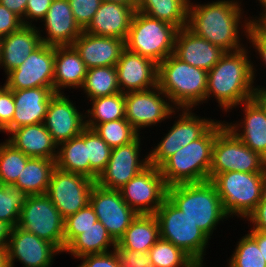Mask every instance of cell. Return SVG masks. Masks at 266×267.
<instances>
[{
  "label": "cell",
  "instance_id": "obj_30",
  "mask_svg": "<svg viewBox=\"0 0 266 267\" xmlns=\"http://www.w3.org/2000/svg\"><path fill=\"white\" fill-rule=\"evenodd\" d=\"M160 239L159 223L154 214H138L117 241L121 249L148 252Z\"/></svg>",
  "mask_w": 266,
  "mask_h": 267
},
{
  "label": "cell",
  "instance_id": "obj_44",
  "mask_svg": "<svg viewBox=\"0 0 266 267\" xmlns=\"http://www.w3.org/2000/svg\"><path fill=\"white\" fill-rule=\"evenodd\" d=\"M76 23L84 30L100 8L102 0H68Z\"/></svg>",
  "mask_w": 266,
  "mask_h": 267
},
{
  "label": "cell",
  "instance_id": "obj_56",
  "mask_svg": "<svg viewBox=\"0 0 266 267\" xmlns=\"http://www.w3.org/2000/svg\"><path fill=\"white\" fill-rule=\"evenodd\" d=\"M102 2H114L122 5H127L135 11L138 9V0H102Z\"/></svg>",
  "mask_w": 266,
  "mask_h": 267
},
{
  "label": "cell",
  "instance_id": "obj_45",
  "mask_svg": "<svg viewBox=\"0 0 266 267\" xmlns=\"http://www.w3.org/2000/svg\"><path fill=\"white\" fill-rule=\"evenodd\" d=\"M119 267H153L148 252L121 249L118 245L114 248Z\"/></svg>",
  "mask_w": 266,
  "mask_h": 267
},
{
  "label": "cell",
  "instance_id": "obj_15",
  "mask_svg": "<svg viewBox=\"0 0 266 267\" xmlns=\"http://www.w3.org/2000/svg\"><path fill=\"white\" fill-rule=\"evenodd\" d=\"M183 110L180 119L174 123L163 140L149 153V165L159 168L176 151L199 139L215 123L212 119L210 121L199 118L188 108Z\"/></svg>",
  "mask_w": 266,
  "mask_h": 267
},
{
  "label": "cell",
  "instance_id": "obj_5",
  "mask_svg": "<svg viewBox=\"0 0 266 267\" xmlns=\"http://www.w3.org/2000/svg\"><path fill=\"white\" fill-rule=\"evenodd\" d=\"M167 198L209 238L219 221L228 218L222 210L217 189L210 180L169 186Z\"/></svg>",
  "mask_w": 266,
  "mask_h": 267
},
{
  "label": "cell",
  "instance_id": "obj_40",
  "mask_svg": "<svg viewBox=\"0 0 266 267\" xmlns=\"http://www.w3.org/2000/svg\"><path fill=\"white\" fill-rule=\"evenodd\" d=\"M93 130L112 149L129 144L140 136L125 118L97 124Z\"/></svg>",
  "mask_w": 266,
  "mask_h": 267
},
{
  "label": "cell",
  "instance_id": "obj_26",
  "mask_svg": "<svg viewBox=\"0 0 266 267\" xmlns=\"http://www.w3.org/2000/svg\"><path fill=\"white\" fill-rule=\"evenodd\" d=\"M36 27L23 25L19 30L2 37L0 65L8 74L19 67L41 44V34Z\"/></svg>",
  "mask_w": 266,
  "mask_h": 267
},
{
  "label": "cell",
  "instance_id": "obj_9",
  "mask_svg": "<svg viewBox=\"0 0 266 267\" xmlns=\"http://www.w3.org/2000/svg\"><path fill=\"white\" fill-rule=\"evenodd\" d=\"M230 171L266 172V159L246 146L225 125L216 134L213 144L209 180L219 173Z\"/></svg>",
  "mask_w": 266,
  "mask_h": 267
},
{
  "label": "cell",
  "instance_id": "obj_33",
  "mask_svg": "<svg viewBox=\"0 0 266 267\" xmlns=\"http://www.w3.org/2000/svg\"><path fill=\"white\" fill-rule=\"evenodd\" d=\"M110 246H113L112 249H114L117 242L111 237L105 226L97 220L95 224L79 234L65 248L64 252H69L76 258H80L88 254L110 252L108 248Z\"/></svg>",
  "mask_w": 266,
  "mask_h": 267
},
{
  "label": "cell",
  "instance_id": "obj_12",
  "mask_svg": "<svg viewBox=\"0 0 266 267\" xmlns=\"http://www.w3.org/2000/svg\"><path fill=\"white\" fill-rule=\"evenodd\" d=\"M96 181L77 173L55 168L46 195L65 219L90 203V195Z\"/></svg>",
  "mask_w": 266,
  "mask_h": 267
},
{
  "label": "cell",
  "instance_id": "obj_28",
  "mask_svg": "<svg viewBox=\"0 0 266 267\" xmlns=\"http://www.w3.org/2000/svg\"><path fill=\"white\" fill-rule=\"evenodd\" d=\"M87 67L73 45L55 46L53 88L55 93L66 87H82Z\"/></svg>",
  "mask_w": 266,
  "mask_h": 267
},
{
  "label": "cell",
  "instance_id": "obj_24",
  "mask_svg": "<svg viewBox=\"0 0 266 267\" xmlns=\"http://www.w3.org/2000/svg\"><path fill=\"white\" fill-rule=\"evenodd\" d=\"M135 10L127 5L102 2L89 25L83 30L91 35L126 40Z\"/></svg>",
  "mask_w": 266,
  "mask_h": 267
},
{
  "label": "cell",
  "instance_id": "obj_31",
  "mask_svg": "<svg viewBox=\"0 0 266 267\" xmlns=\"http://www.w3.org/2000/svg\"><path fill=\"white\" fill-rule=\"evenodd\" d=\"M55 168V160L30 157L13 186L20 188L27 195H44Z\"/></svg>",
  "mask_w": 266,
  "mask_h": 267
},
{
  "label": "cell",
  "instance_id": "obj_32",
  "mask_svg": "<svg viewBox=\"0 0 266 267\" xmlns=\"http://www.w3.org/2000/svg\"><path fill=\"white\" fill-rule=\"evenodd\" d=\"M56 168L90 178V161L87 159L85 129L77 136L58 145Z\"/></svg>",
  "mask_w": 266,
  "mask_h": 267
},
{
  "label": "cell",
  "instance_id": "obj_59",
  "mask_svg": "<svg viewBox=\"0 0 266 267\" xmlns=\"http://www.w3.org/2000/svg\"><path fill=\"white\" fill-rule=\"evenodd\" d=\"M203 263H195L192 267H202L203 265H202Z\"/></svg>",
  "mask_w": 266,
  "mask_h": 267
},
{
  "label": "cell",
  "instance_id": "obj_50",
  "mask_svg": "<svg viewBox=\"0 0 266 267\" xmlns=\"http://www.w3.org/2000/svg\"><path fill=\"white\" fill-rule=\"evenodd\" d=\"M52 0H28L26 11H25V18L22 20L24 25H31L29 21H25V19H35V20H42L45 18Z\"/></svg>",
  "mask_w": 266,
  "mask_h": 267
},
{
  "label": "cell",
  "instance_id": "obj_4",
  "mask_svg": "<svg viewBox=\"0 0 266 267\" xmlns=\"http://www.w3.org/2000/svg\"><path fill=\"white\" fill-rule=\"evenodd\" d=\"M207 79V71L189 65L174 54L158 64L157 86L178 109H191L205 100Z\"/></svg>",
  "mask_w": 266,
  "mask_h": 267
},
{
  "label": "cell",
  "instance_id": "obj_49",
  "mask_svg": "<svg viewBox=\"0 0 266 267\" xmlns=\"http://www.w3.org/2000/svg\"><path fill=\"white\" fill-rule=\"evenodd\" d=\"M22 19L0 4V36H6L23 26Z\"/></svg>",
  "mask_w": 266,
  "mask_h": 267
},
{
  "label": "cell",
  "instance_id": "obj_20",
  "mask_svg": "<svg viewBox=\"0 0 266 267\" xmlns=\"http://www.w3.org/2000/svg\"><path fill=\"white\" fill-rule=\"evenodd\" d=\"M115 67L118 85L124 94L145 91L157 86L158 64L149 58L125 48Z\"/></svg>",
  "mask_w": 266,
  "mask_h": 267
},
{
  "label": "cell",
  "instance_id": "obj_17",
  "mask_svg": "<svg viewBox=\"0 0 266 267\" xmlns=\"http://www.w3.org/2000/svg\"><path fill=\"white\" fill-rule=\"evenodd\" d=\"M139 149V136L129 144L112 149L107 166L99 175L96 183L106 189L119 190L138 175L149 166L148 156L142 161L138 159Z\"/></svg>",
  "mask_w": 266,
  "mask_h": 267
},
{
  "label": "cell",
  "instance_id": "obj_54",
  "mask_svg": "<svg viewBox=\"0 0 266 267\" xmlns=\"http://www.w3.org/2000/svg\"><path fill=\"white\" fill-rule=\"evenodd\" d=\"M12 227L0 221V249H7Z\"/></svg>",
  "mask_w": 266,
  "mask_h": 267
},
{
  "label": "cell",
  "instance_id": "obj_1",
  "mask_svg": "<svg viewBox=\"0 0 266 267\" xmlns=\"http://www.w3.org/2000/svg\"><path fill=\"white\" fill-rule=\"evenodd\" d=\"M246 53L245 48L225 52L208 71L205 100L213 94L221 108L227 111L253 98L256 90L252 86L255 68Z\"/></svg>",
  "mask_w": 266,
  "mask_h": 267
},
{
  "label": "cell",
  "instance_id": "obj_3",
  "mask_svg": "<svg viewBox=\"0 0 266 267\" xmlns=\"http://www.w3.org/2000/svg\"><path fill=\"white\" fill-rule=\"evenodd\" d=\"M224 126L215 122L199 139L181 147L159 167L168 187L209 180L213 144Z\"/></svg>",
  "mask_w": 266,
  "mask_h": 267
},
{
  "label": "cell",
  "instance_id": "obj_23",
  "mask_svg": "<svg viewBox=\"0 0 266 267\" xmlns=\"http://www.w3.org/2000/svg\"><path fill=\"white\" fill-rule=\"evenodd\" d=\"M73 46L79 52L87 69H90L116 66L125 49V41L115 37L95 36L83 31Z\"/></svg>",
  "mask_w": 266,
  "mask_h": 267
},
{
  "label": "cell",
  "instance_id": "obj_16",
  "mask_svg": "<svg viewBox=\"0 0 266 267\" xmlns=\"http://www.w3.org/2000/svg\"><path fill=\"white\" fill-rule=\"evenodd\" d=\"M160 94L164 97H160ZM165 97L168 98L158 86L151 90L127 92L125 94V119L137 132L141 127L161 122L176 110L164 100Z\"/></svg>",
  "mask_w": 266,
  "mask_h": 267
},
{
  "label": "cell",
  "instance_id": "obj_14",
  "mask_svg": "<svg viewBox=\"0 0 266 267\" xmlns=\"http://www.w3.org/2000/svg\"><path fill=\"white\" fill-rule=\"evenodd\" d=\"M55 46L42 43L16 69L7 74L9 90L53 87Z\"/></svg>",
  "mask_w": 266,
  "mask_h": 267
},
{
  "label": "cell",
  "instance_id": "obj_38",
  "mask_svg": "<svg viewBox=\"0 0 266 267\" xmlns=\"http://www.w3.org/2000/svg\"><path fill=\"white\" fill-rule=\"evenodd\" d=\"M153 267H192L196 262L171 242L159 239L148 251Z\"/></svg>",
  "mask_w": 266,
  "mask_h": 267
},
{
  "label": "cell",
  "instance_id": "obj_8",
  "mask_svg": "<svg viewBox=\"0 0 266 267\" xmlns=\"http://www.w3.org/2000/svg\"><path fill=\"white\" fill-rule=\"evenodd\" d=\"M160 238L182 249L196 263H203L209 237L168 198L154 214Z\"/></svg>",
  "mask_w": 266,
  "mask_h": 267
},
{
  "label": "cell",
  "instance_id": "obj_39",
  "mask_svg": "<svg viewBox=\"0 0 266 267\" xmlns=\"http://www.w3.org/2000/svg\"><path fill=\"white\" fill-rule=\"evenodd\" d=\"M85 145H87V159L90 161V179L97 181L107 166L112 148L93 129L87 127Z\"/></svg>",
  "mask_w": 266,
  "mask_h": 267
},
{
  "label": "cell",
  "instance_id": "obj_55",
  "mask_svg": "<svg viewBox=\"0 0 266 267\" xmlns=\"http://www.w3.org/2000/svg\"><path fill=\"white\" fill-rule=\"evenodd\" d=\"M252 99L264 110L266 115V89L256 88Z\"/></svg>",
  "mask_w": 266,
  "mask_h": 267
},
{
  "label": "cell",
  "instance_id": "obj_36",
  "mask_svg": "<svg viewBox=\"0 0 266 267\" xmlns=\"http://www.w3.org/2000/svg\"><path fill=\"white\" fill-rule=\"evenodd\" d=\"M90 100L93 106L91 110H87V113L88 117H92L85 120L87 128L93 129L97 124L125 118L124 93L119 92Z\"/></svg>",
  "mask_w": 266,
  "mask_h": 267
},
{
  "label": "cell",
  "instance_id": "obj_41",
  "mask_svg": "<svg viewBox=\"0 0 266 267\" xmlns=\"http://www.w3.org/2000/svg\"><path fill=\"white\" fill-rule=\"evenodd\" d=\"M27 197L28 195L20 188L0 184V221L12 228L17 226Z\"/></svg>",
  "mask_w": 266,
  "mask_h": 267
},
{
  "label": "cell",
  "instance_id": "obj_25",
  "mask_svg": "<svg viewBox=\"0 0 266 267\" xmlns=\"http://www.w3.org/2000/svg\"><path fill=\"white\" fill-rule=\"evenodd\" d=\"M43 21L48 37H41V40L47 45H73L83 32L74 19L68 0H52Z\"/></svg>",
  "mask_w": 266,
  "mask_h": 267
},
{
  "label": "cell",
  "instance_id": "obj_10",
  "mask_svg": "<svg viewBox=\"0 0 266 267\" xmlns=\"http://www.w3.org/2000/svg\"><path fill=\"white\" fill-rule=\"evenodd\" d=\"M17 226L64 252V218L46 194L28 195Z\"/></svg>",
  "mask_w": 266,
  "mask_h": 267
},
{
  "label": "cell",
  "instance_id": "obj_48",
  "mask_svg": "<svg viewBox=\"0 0 266 267\" xmlns=\"http://www.w3.org/2000/svg\"><path fill=\"white\" fill-rule=\"evenodd\" d=\"M111 252L82 256L80 259H83V263L78 267H119L115 251Z\"/></svg>",
  "mask_w": 266,
  "mask_h": 267
},
{
  "label": "cell",
  "instance_id": "obj_7",
  "mask_svg": "<svg viewBox=\"0 0 266 267\" xmlns=\"http://www.w3.org/2000/svg\"><path fill=\"white\" fill-rule=\"evenodd\" d=\"M178 28L168 22L135 11L125 48L159 64L174 53Z\"/></svg>",
  "mask_w": 266,
  "mask_h": 267
},
{
  "label": "cell",
  "instance_id": "obj_46",
  "mask_svg": "<svg viewBox=\"0 0 266 267\" xmlns=\"http://www.w3.org/2000/svg\"><path fill=\"white\" fill-rule=\"evenodd\" d=\"M248 38L266 64V25L262 21L245 22Z\"/></svg>",
  "mask_w": 266,
  "mask_h": 267
},
{
  "label": "cell",
  "instance_id": "obj_13",
  "mask_svg": "<svg viewBox=\"0 0 266 267\" xmlns=\"http://www.w3.org/2000/svg\"><path fill=\"white\" fill-rule=\"evenodd\" d=\"M90 205L97 219L117 242L138 215L122 198L119 190L106 189L94 184Z\"/></svg>",
  "mask_w": 266,
  "mask_h": 267
},
{
  "label": "cell",
  "instance_id": "obj_42",
  "mask_svg": "<svg viewBox=\"0 0 266 267\" xmlns=\"http://www.w3.org/2000/svg\"><path fill=\"white\" fill-rule=\"evenodd\" d=\"M230 260L229 267H266L257 242L249 234L238 242Z\"/></svg>",
  "mask_w": 266,
  "mask_h": 267
},
{
  "label": "cell",
  "instance_id": "obj_19",
  "mask_svg": "<svg viewBox=\"0 0 266 267\" xmlns=\"http://www.w3.org/2000/svg\"><path fill=\"white\" fill-rule=\"evenodd\" d=\"M85 117L63 93H55L50 100L44 124L54 142L59 145L86 128L83 121Z\"/></svg>",
  "mask_w": 266,
  "mask_h": 267
},
{
  "label": "cell",
  "instance_id": "obj_60",
  "mask_svg": "<svg viewBox=\"0 0 266 267\" xmlns=\"http://www.w3.org/2000/svg\"><path fill=\"white\" fill-rule=\"evenodd\" d=\"M2 37L0 36V56H1Z\"/></svg>",
  "mask_w": 266,
  "mask_h": 267
},
{
  "label": "cell",
  "instance_id": "obj_58",
  "mask_svg": "<svg viewBox=\"0 0 266 267\" xmlns=\"http://www.w3.org/2000/svg\"><path fill=\"white\" fill-rule=\"evenodd\" d=\"M260 1V3H261V5L263 6V8L265 7V13L264 12H262V16H260L261 18H258L259 20H249L250 22H254V21H263L264 19H266V0H259Z\"/></svg>",
  "mask_w": 266,
  "mask_h": 267
},
{
  "label": "cell",
  "instance_id": "obj_52",
  "mask_svg": "<svg viewBox=\"0 0 266 267\" xmlns=\"http://www.w3.org/2000/svg\"><path fill=\"white\" fill-rule=\"evenodd\" d=\"M28 0H0V4L23 20Z\"/></svg>",
  "mask_w": 266,
  "mask_h": 267
},
{
  "label": "cell",
  "instance_id": "obj_11",
  "mask_svg": "<svg viewBox=\"0 0 266 267\" xmlns=\"http://www.w3.org/2000/svg\"><path fill=\"white\" fill-rule=\"evenodd\" d=\"M167 188L159 168L149 165L122 186L119 192L137 214H155L167 198Z\"/></svg>",
  "mask_w": 266,
  "mask_h": 267
},
{
  "label": "cell",
  "instance_id": "obj_51",
  "mask_svg": "<svg viewBox=\"0 0 266 267\" xmlns=\"http://www.w3.org/2000/svg\"><path fill=\"white\" fill-rule=\"evenodd\" d=\"M254 224L253 229L266 232V189L256 209L247 218Z\"/></svg>",
  "mask_w": 266,
  "mask_h": 267
},
{
  "label": "cell",
  "instance_id": "obj_2",
  "mask_svg": "<svg viewBox=\"0 0 266 267\" xmlns=\"http://www.w3.org/2000/svg\"><path fill=\"white\" fill-rule=\"evenodd\" d=\"M241 11L239 3L233 0L196 6L189 1L187 27L223 51L235 52L244 48L238 37Z\"/></svg>",
  "mask_w": 266,
  "mask_h": 267
},
{
  "label": "cell",
  "instance_id": "obj_6",
  "mask_svg": "<svg viewBox=\"0 0 266 267\" xmlns=\"http://www.w3.org/2000/svg\"><path fill=\"white\" fill-rule=\"evenodd\" d=\"M211 182L217 189L222 210L228 217L236 214L248 218L266 189V172H224L217 174Z\"/></svg>",
  "mask_w": 266,
  "mask_h": 267
},
{
  "label": "cell",
  "instance_id": "obj_37",
  "mask_svg": "<svg viewBox=\"0 0 266 267\" xmlns=\"http://www.w3.org/2000/svg\"><path fill=\"white\" fill-rule=\"evenodd\" d=\"M30 157L7 140L0 144V184L13 186Z\"/></svg>",
  "mask_w": 266,
  "mask_h": 267
},
{
  "label": "cell",
  "instance_id": "obj_47",
  "mask_svg": "<svg viewBox=\"0 0 266 267\" xmlns=\"http://www.w3.org/2000/svg\"><path fill=\"white\" fill-rule=\"evenodd\" d=\"M14 112L13 91L4 85L0 89V131H3L12 122Z\"/></svg>",
  "mask_w": 266,
  "mask_h": 267
},
{
  "label": "cell",
  "instance_id": "obj_53",
  "mask_svg": "<svg viewBox=\"0 0 266 267\" xmlns=\"http://www.w3.org/2000/svg\"><path fill=\"white\" fill-rule=\"evenodd\" d=\"M249 235L257 242V245L266 262V232L252 229Z\"/></svg>",
  "mask_w": 266,
  "mask_h": 267
},
{
  "label": "cell",
  "instance_id": "obj_22",
  "mask_svg": "<svg viewBox=\"0 0 266 267\" xmlns=\"http://www.w3.org/2000/svg\"><path fill=\"white\" fill-rule=\"evenodd\" d=\"M224 53L221 48L196 35L187 26L177 31L173 54L189 65L208 72Z\"/></svg>",
  "mask_w": 266,
  "mask_h": 267
},
{
  "label": "cell",
  "instance_id": "obj_34",
  "mask_svg": "<svg viewBox=\"0 0 266 267\" xmlns=\"http://www.w3.org/2000/svg\"><path fill=\"white\" fill-rule=\"evenodd\" d=\"M188 5L189 0H138L137 11L182 29L188 23Z\"/></svg>",
  "mask_w": 266,
  "mask_h": 267
},
{
  "label": "cell",
  "instance_id": "obj_21",
  "mask_svg": "<svg viewBox=\"0 0 266 267\" xmlns=\"http://www.w3.org/2000/svg\"><path fill=\"white\" fill-rule=\"evenodd\" d=\"M12 91L15 112L12 122L3 130L4 132L10 133L19 127L45 121L50 100L55 94L53 87H36Z\"/></svg>",
  "mask_w": 266,
  "mask_h": 267
},
{
  "label": "cell",
  "instance_id": "obj_57",
  "mask_svg": "<svg viewBox=\"0 0 266 267\" xmlns=\"http://www.w3.org/2000/svg\"><path fill=\"white\" fill-rule=\"evenodd\" d=\"M0 267H9L7 249H0Z\"/></svg>",
  "mask_w": 266,
  "mask_h": 267
},
{
  "label": "cell",
  "instance_id": "obj_35",
  "mask_svg": "<svg viewBox=\"0 0 266 267\" xmlns=\"http://www.w3.org/2000/svg\"><path fill=\"white\" fill-rule=\"evenodd\" d=\"M82 88L90 99L121 92L116 67L104 66L87 69Z\"/></svg>",
  "mask_w": 266,
  "mask_h": 267
},
{
  "label": "cell",
  "instance_id": "obj_27",
  "mask_svg": "<svg viewBox=\"0 0 266 267\" xmlns=\"http://www.w3.org/2000/svg\"><path fill=\"white\" fill-rule=\"evenodd\" d=\"M7 141L29 157L55 160L58 145L54 142L44 122L14 129Z\"/></svg>",
  "mask_w": 266,
  "mask_h": 267
},
{
  "label": "cell",
  "instance_id": "obj_43",
  "mask_svg": "<svg viewBox=\"0 0 266 267\" xmlns=\"http://www.w3.org/2000/svg\"><path fill=\"white\" fill-rule=\"evenodd\" d=\"M97 216L90 203L77 213L64 219V250L84 230L97 221Z\"/></svg>",
  "mask_w": 266,
  "mask_h": 267
},
{
  "label": "cell",
  "instance_id": "obj_18",
  "mask_svg": "<svg viewBox=\"0 0 266 267\" xmlns=\"http://www.w3.org/2000/svg\"><path fill=\"white\" fill-rule=\"evenodd\" d=\"M60 251L52 244L18 226L11 230L7 258L9 267L18 259L24 267H50L53 256Z\"/></svg>",
  "mask_w": 266,
  "mask_h": 267
},
{
  "label": "cell",
  "instance_id": "obj_29",
  "mask_svg": "<svg viewBox=\"0 0 266 267\" xmlns=\"http://www.w3.org/2000/svg\"><path fill=\"white\" fill-rule=\"evenodd\" d=\"M245 117L243 133L235 124H225L246 146L266 159V115L264 110L253 100L242 103ZM238 130V131H237ZM239 132V133H238Z\"/></svg>",
  "mask_w": 266,
  "mask_h": 267
}]
</instances>
